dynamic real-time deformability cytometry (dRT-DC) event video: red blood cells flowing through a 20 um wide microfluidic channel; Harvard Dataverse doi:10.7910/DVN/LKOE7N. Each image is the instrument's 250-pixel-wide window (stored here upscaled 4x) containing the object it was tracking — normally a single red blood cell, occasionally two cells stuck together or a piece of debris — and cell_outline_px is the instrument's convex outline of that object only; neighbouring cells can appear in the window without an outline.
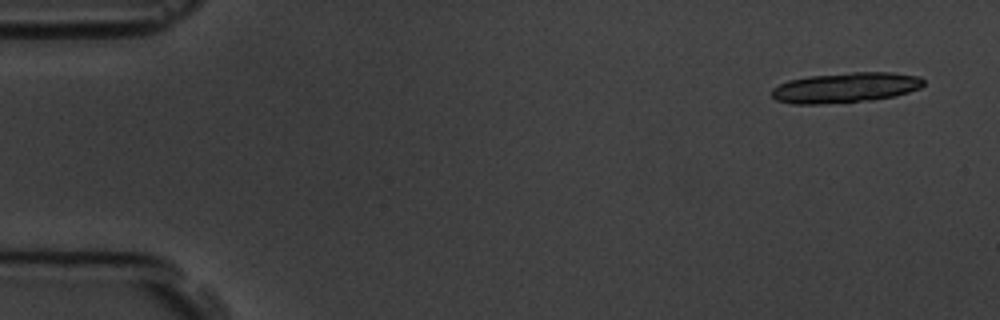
{"species": "common noctule bat (a hibernating species)", "species_latin": "Nyctalus noctula", "temperature_condition": "room temperature", "stored_images_in_passage": 5, "camera_frame_rate_fps": 3000, "um_per_image_px": 0.085, "animal": {"sex": "male", "body_mass_g": 19.5, "forearm_length_mm": 54.6}, "frame": {"image": 1, "passage_image": 1, "time_ms": 0.0, "image_size_px": [1000, 320], "cell_outline_px": [[924, 84], [920, 88], [896, 96], [872, 100], [820, 104], [792, 104], [776, 100], [772, 96], [772, 88], [788, 80], [808, 76], [852, 72], [892, 72], [920, 76], [924, 80]], "centroid_in_image_um": [71.88, 7.44], "position_along_channel_um": 13.1, "area_um2": 26.88}}